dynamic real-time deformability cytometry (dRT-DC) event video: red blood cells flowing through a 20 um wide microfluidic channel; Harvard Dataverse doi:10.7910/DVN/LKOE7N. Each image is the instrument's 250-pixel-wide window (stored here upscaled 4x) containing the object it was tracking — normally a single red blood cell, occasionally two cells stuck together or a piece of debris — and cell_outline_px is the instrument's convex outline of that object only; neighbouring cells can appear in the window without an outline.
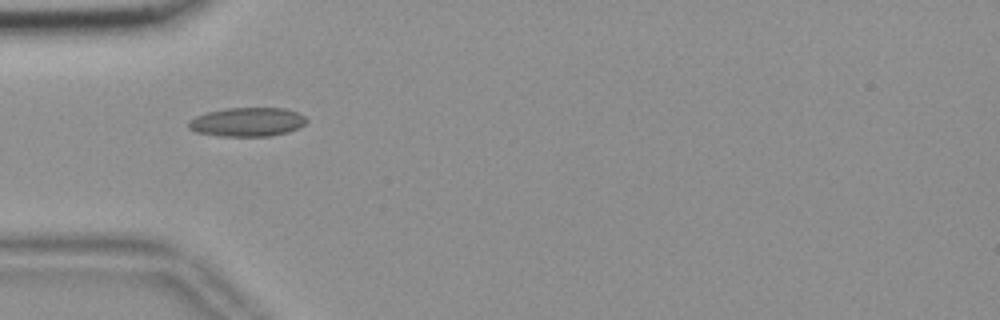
{"species": "common noctule bat (a hibernating species)", "species_latin": "Nyctalus noctula", "temperature_condition": "room temperature", "stored_images_in_passage": 32, "camera_frame_rate_fps": 3000, "um_per_image_px": 0.085, "animal": {"sex": "female", "body_mass_g": 18.4}, "frame": {"image": 1, "passage_image": 1, "time_ms": 0.0, "image_size_px": [1000, 320], "cell_outline_px": [[308, 120], [300, 128], [288, 132], [268, 136], [216, 136], [196, 132], [188, 128], [188, 120], [204, 112], [228, 108], [284, 108], [296, 112], [304, 116]], "centroid_in_image_um": [20.99, 10.37], "position_along_channel_um": 64.0, "area_um2": 20.06}}
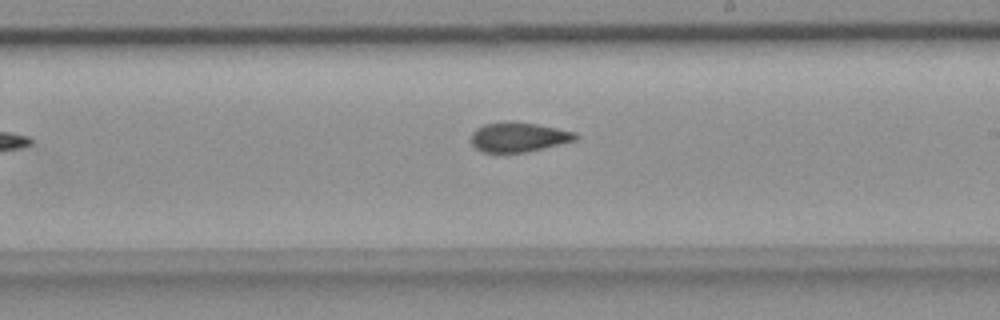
{"frame": {"image": 2, "passage_image": 16, "time_ms": 5.0, "image_size_px": [1000, 320], "cell_outline_px": [[580, 136], [576, 140], [544, 148], [524, 152], [480, 152], [472, 144], [472, 132], [476, 128], [484, 124], [504, 120], [512, 120], [536, 124], [576, 132]], "centroid_in_image_um": [44.07, 11.63], "position_along_channel_um": 244.9, "area_um2": 18.21}}
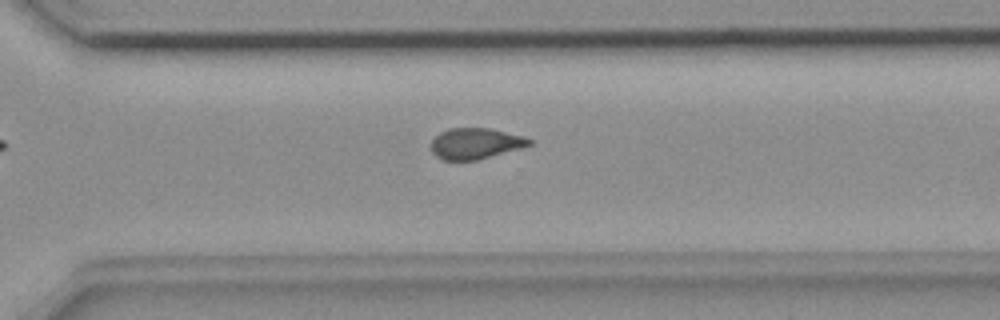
{"frame": {"image": 3, "passage_image": 23, "time_ms": 7.333, "image_size_px": [1000, 320], "cell_outline_px": [[532, 144], [520, 148], [476, 160], [440, 160], [432, 152], [432, 140], [440, 132], [448, 128], [492, 128], [524, 136], [532, 140]], "centroid_in_image_um": [40.41, 12.19], "position_along_channel_um": 330.2, "area_um2": 17.69}, "authors_computed_cell_mechanics": {"area_um2": 18.5538, "velocity_mm_per_s": 3.6441, "shape_relaxation_time_tau1_ms": null, "shape_relaxation_time_tau2_ms": 1.9776, "deformation_change_tau1": null, "deformation_change_tau2": 0.079}}